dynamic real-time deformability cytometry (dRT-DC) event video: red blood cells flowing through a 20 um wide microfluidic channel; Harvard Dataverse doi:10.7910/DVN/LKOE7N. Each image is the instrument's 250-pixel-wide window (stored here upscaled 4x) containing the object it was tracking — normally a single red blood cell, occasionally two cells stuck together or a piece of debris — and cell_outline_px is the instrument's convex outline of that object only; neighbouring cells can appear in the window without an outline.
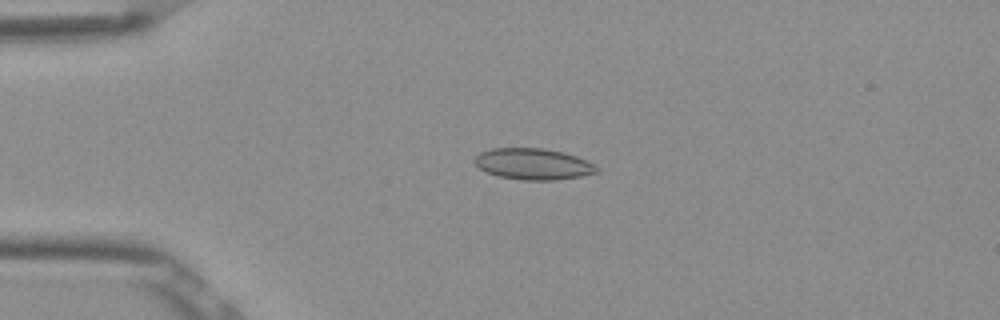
{"species": "Egyptian fruit bat (a non-hibernating species)", "species_latin": "Rousettus aegyptiacus", "temperature_condition": "room temperature", "stored_images_in_passage": 6, "camera_frame_rate_fps": 3000, "um_per_image_px": 0.085, "frame": {"image": 1, "passage_image": 4, "time_ms": 1.0, "image_size_px": [1000, 320], "cell_outline_px": [[600, 172], [580, 176], [552, 180], [520, 180], [496, 176], [480, 168], [472, 160], [480, 152], [492, 148], [544, 148], [564, 152], [576, 156], [600, 168]], "centroid_in_image_um": [45.3, 13.94], "position_along_channel_um": 39.7, "area_um2": 22.25}}
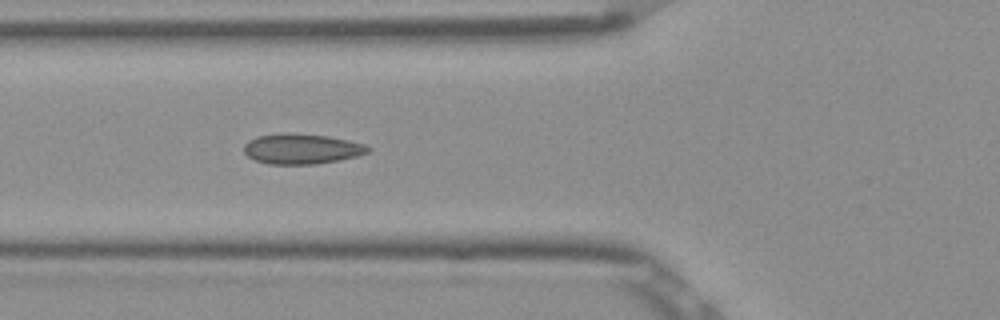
{"frame": {"image": 2, "passage_image": 6, "time_ms": 1.667, "image_size_px": [1000, 320], "cell_outline_px": [[372, 148], [368, 152], [356, 156], [340, 160], [316, 164], [268, 164], [256, 160], [248, 156], [244, 152], [244, 144], [248, 140], [256, 136], [328, 136], [348, 140], [364, 144]], "centroid_in_image_um": [25.68, 12.7], "position_along_channel_um": 100.1, "area_um2": 20.92}}